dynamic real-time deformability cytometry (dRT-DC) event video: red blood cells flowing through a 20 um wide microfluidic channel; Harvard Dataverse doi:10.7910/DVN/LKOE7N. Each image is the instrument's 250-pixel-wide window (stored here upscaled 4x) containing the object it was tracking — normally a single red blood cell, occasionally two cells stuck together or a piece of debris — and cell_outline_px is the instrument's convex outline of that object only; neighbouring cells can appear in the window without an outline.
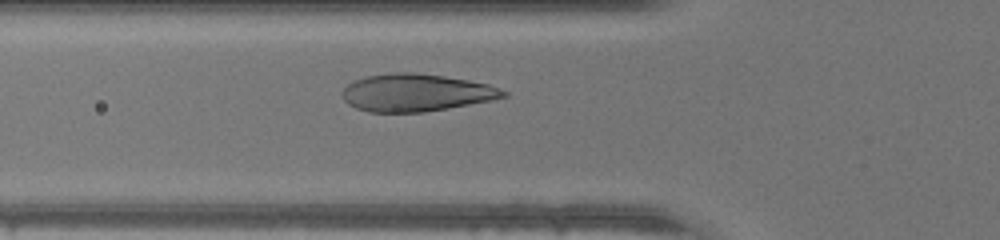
{"species": "human", "species_latin": "Homo sapiens", "temperature_condition": "warm", "stored_images_in_passage": 31, "camera_frame_rate_fps": 3000, "um_per_image_px": 0.085, "donor": {"sex": "male"}, "frame": {"image": 1, "passage_image": 10, "time_ms": 3.0, "image_size_px": [1000, 240], "cell_outline_px": [[508, 96], [492, 100], [448, 108], [424, 112], [368, 112], [356, 108], [348, 104], [340, 96], [340, 92], [352, 80], [368, 76], [392, 72], [416, 72], [444, 76], [468, 80], [488, 84], [508, 92]], "centroid_in_image_um": [35.33, 7.87], "position_along_channel_um": 90.5, "area_um2": 35.37}}
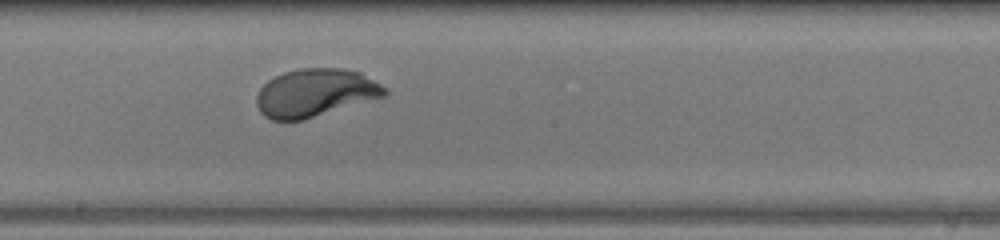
{"frame": {"image": 2, "passage_image": 19, "time_ms": 6.0, "image_size_px": [1000, 240], "cell_outline_px": [[388, 92], [384, 96], [304, 120], [272, 120], [264, 116], [260, 112], [256, 104], [256, 96], [260, 88], [268, 80], [284, 72], [300, 68], [344, 68], [360, 72], [388, 88]], "centroid_in_image_um": [26.79, 7.88], "position_along_channel_um": 221.4, "area_um2": 35.84}}
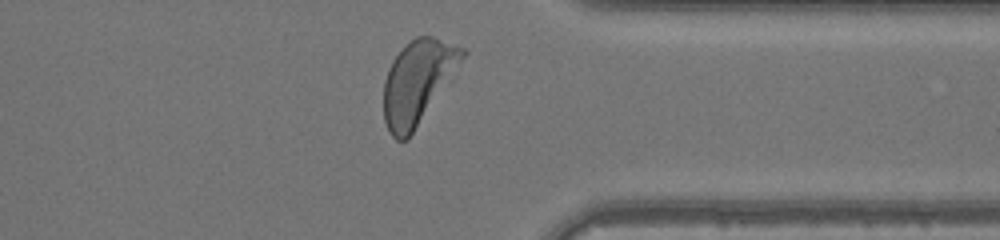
{"frame": {"image": 3, "passage_image": 30, "time_ms": 9.667, "image_size_px": [1000, 240], "cell_outline_px": [[468, 52], [456, 76], [408, 140], [396, 140], [388, 132], [384, 120], [384, 80], [388, 68], [392, 60], [416, 36], [432, 36], [464, 48]], "centroid_in_image_um": [35.56, 7.01], "position_along_channel_um": 375.8, "area_um2": 39.02}}